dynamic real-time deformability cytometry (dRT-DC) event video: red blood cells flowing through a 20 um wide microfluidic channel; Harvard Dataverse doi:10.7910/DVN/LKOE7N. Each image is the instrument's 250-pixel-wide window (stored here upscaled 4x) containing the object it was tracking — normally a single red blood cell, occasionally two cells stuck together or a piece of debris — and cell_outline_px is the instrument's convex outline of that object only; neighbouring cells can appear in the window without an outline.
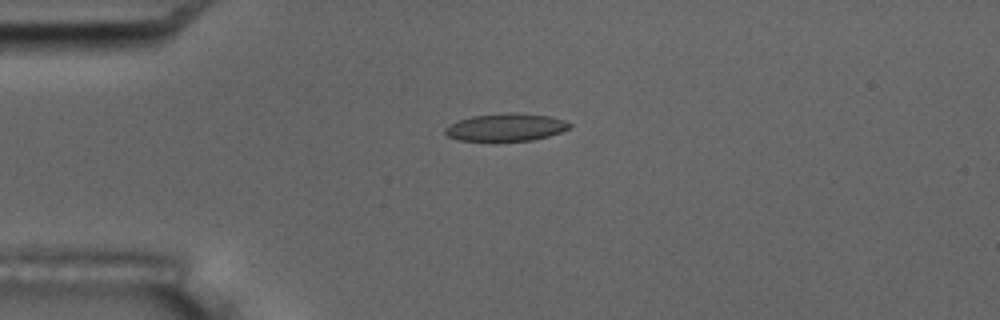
{"species": "common noctule bat (a hibernating species)", "species_latin": "Nyctalus noctula", "temperature_condition": "room temperature", "stored_images_in_passage": 4, "camera_frame_rate_fps": 3000, "um_per_image_px": 0.085, "animal": {"sex": "male", "body_mass_g": 17.5, "forearm_length_mm": 52.3}, "frame": {"image": 1, "passage_image": 3, "time_ms": 2.333, "image_size_px": [1000, 320], "cell_outline_px": [[572, 124], [568, 128], [560, 132], [548, 136], [532, 140], [460, 140], [448, 136], [444, 132], [444, 128], [448, 124], [472, 116], [508, 112], [548, 116], [564, 120]], "centroid_in_image_um": [42.98, 10.81], "position_along_channel_um": 42.0, "area_um2": 19.65}}